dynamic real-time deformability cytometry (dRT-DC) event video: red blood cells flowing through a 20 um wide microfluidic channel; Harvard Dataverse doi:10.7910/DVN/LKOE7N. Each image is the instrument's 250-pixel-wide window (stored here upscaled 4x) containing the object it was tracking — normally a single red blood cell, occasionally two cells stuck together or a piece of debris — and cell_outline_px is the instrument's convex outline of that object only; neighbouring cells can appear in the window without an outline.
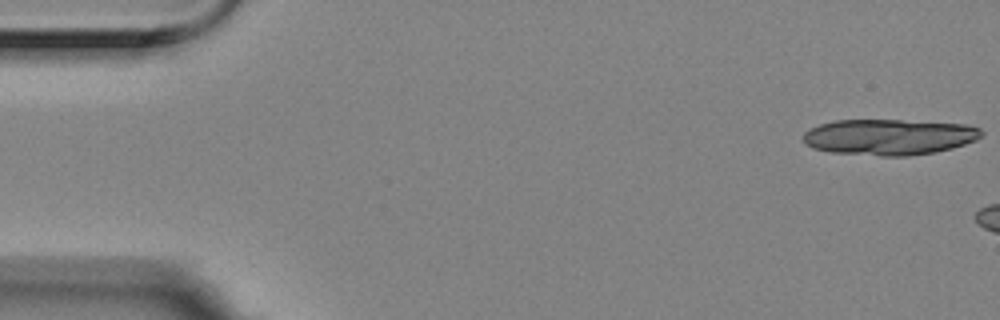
{"species": "Egyptian fruit bat (a non-hibernating species)", "species_latin": "Rousettus aegyptiacus", "temperature_condition": "room temperature", "stored_images_in_passage": 3, "camera_frame_rate_fps": 3000, "um_per_image_px": 0.085, "animal": {"sex": "female"}, "frame": {"image": 1, "passage_image": 1, "time_ms": 0.0, "image_size_px": [1000, 320], "cell_outline_px": [[984, 136], [976, 140], [952, 148], [936, 152], [908, 156], [880, 156], [828, 152], [812, 148], [804, 140], [804, 132], [820, 124], [836, 120], [900, 120], [964, 124], [980, 128], [984, 132]], "centroid_in_image_um": [75.6, 11.65], "position_along_channel_um": 9.4, "area_um2": 37.4}}